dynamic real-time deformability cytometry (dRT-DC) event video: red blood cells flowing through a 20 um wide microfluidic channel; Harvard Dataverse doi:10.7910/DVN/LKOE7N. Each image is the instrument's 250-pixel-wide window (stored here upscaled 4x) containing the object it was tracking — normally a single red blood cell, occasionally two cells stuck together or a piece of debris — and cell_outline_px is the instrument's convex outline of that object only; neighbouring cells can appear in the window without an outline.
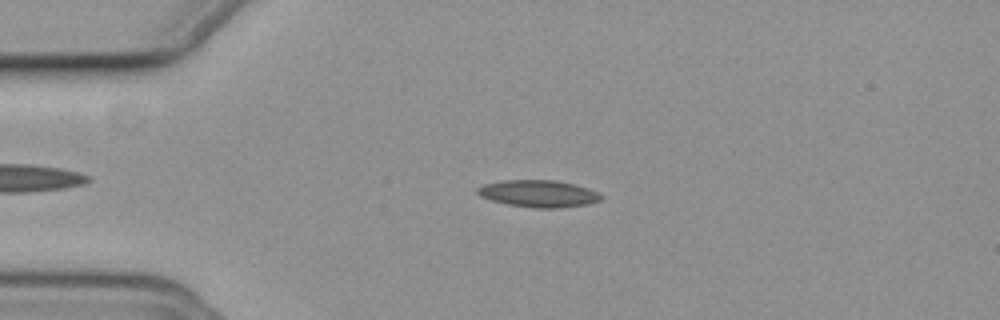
{"species": "common noctule bat (a hibernating species)", "species_latin": "Nyctalus noctula", "temperature_condition": "cold", "stored_images_in_passage": 52, "camera_frame_rate_fps": 3000, "um_per_image_px": 0.085, "animal": {"sex": "female", "body_mass_g": 19.3, "forearm_length_mm": 54.1}, "frame": {"image": 1, "passage_image": 9, "time_ms": 2.667, "image_size_px": [1000, 320], "cell_outline_px": [[604, 196], [600, 200], [588, 204], [560, 208], [532, 208], [508, 204], [492, 200], [480, 196], [476, 192], [476, 188], [484, 184], [504, 180], [556, 180], [576, 184], [588, 188]], "centroid_in_image_um": [45.78, 16.45], "position_along_channel_um": 39.2, "area_um2": 19.54}}
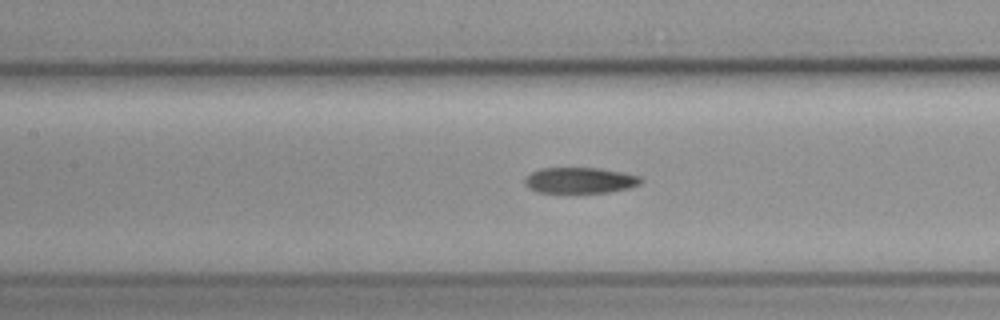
{"frame": {"image": 2, "passage_image": 21, "time_ms": 6.667, "image_size_px": [1000, 320], "cell_outline_px": [[644, 180], [640, 184], [628, 188], [608, 192], [536, 192], [528, 188], [524, 184], [524, 180], [532, 172], [540, 168], [600, 168], [624, 172], [640, 176]], "centroid_in_image_um": [49.31, 15.32], "position_along_channel_um": 158.1, "area_um2": 17.51}}
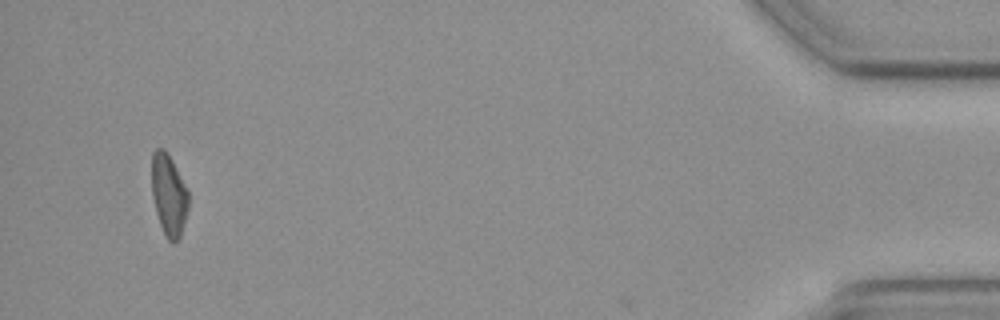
{"frame": {"image": 3, "passage_image": 49, "time_ms": 16.0, "image_size_px": [1000, 320], "cell_outline_px": [[188, 208], [180, 236], [172, 244], [164, 236], [156, 212], [152, 196], [152, 152], [156, 148], [164, 148], [172, 160], [188, 188]], "centroid_in_image_um": [14.34, 16.56], "position_along_channel_um": 420.9, "area_um2": 17.51}, "authors_computed_cell_mechanics": {"area_um2": 18.1781, "velocity_mm_per_s": 3.7329, "shape_relaxation_time_tau1_ms": null, "shape_relaxation_time_tau2_ms": 8.22, "deformation_change_tau1": null, "deformation_change_tau2": 0.1629}}